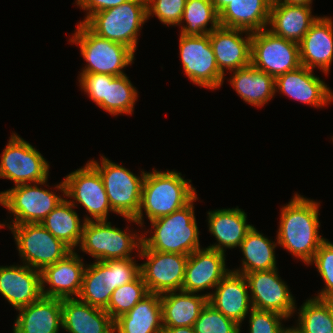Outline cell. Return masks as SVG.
I'll return each instance as SVG.
<instances>
[{"mask_svg": "<svg viewBox=\"0 0 333 333\" xmlns=\"http://www.w3.org/2000/svg\"><path fill=\"white\" fill-rule=\"evenodd\" d=\"M319 206L320 202L296 192L291 201L280 210L276 243L308 266L319 246L326 240L318 231Z\"/></svg>", "mask_w": 333, "mask_h": 333, "instance_id": "6da1fadb", "label": "cell"}, {"mask_svg": "<svg viewBox=\"0 0 333 333\" xmlns=\"http://www.w3.org/2000/svg\"><path fill=\"white\" fill-rule=\"evenodd\" d=\"M181 176L182 174L175 170L164 172L153 169L152 172H146L140 208L134 218L137 225L143 227L144 211L149 221H152L181 209L197 195L191 180H185Z\"/></svg>", "mask_w": 333, "mask_h": 333, "instance_id": "7a4b0ae2", "label": "cell"}, {"mask_svg": "<svg viewBox=\"0 0 333 333\" xmlns=\"http://www.w3.org/2000/svg\"><path fill=\"white\" fill-rule=\"evenodd\" d=\"M196 200H198L197 195L181 209L150 221L151 237L145 236L148 231L142 233L143 244L150 250L184 255H190L195 250L201 249L200 232L194 212Z\"/></svg>", "mask_w": 333, "mask_h": 333, "instance_id": "3957f363", "label": "cell"}, {"mask_svg": "<svg viewBox=\"0 0 333 333\" xmlns=\"http://www.w3.org/2000/svg\"><path fill=\"white\" fill-rule=\"evenodd\" d=\"M140 275V264L134 258L94 261L87 265L78 299L97 308L106 309L113 291Z\"/></svg>", "mask_w": 333, "mask_h": 333, "instance_id": "277c9868", "label": "cell"}, {"mask_svg": "<svg viewBox=\"0 0 333 333\" xmlns=\"http://www.w3.org/2000/svg\"><path fill=\"white\" fill-rule=\"evenodd\" d=\"M69 41L80 47V54L87 62L80 74L122 76L125 75L123 69L135 59L132 49L122 43L99 37L84 23L79 22Z\"/></svg>", "mask_w": 333, "mask_h": 333, "instance_id": "5b68a950", "label": "cell"}, {"mask_svg": "<svg viewBox=\"0 0 333 333\" xmlns=\"http://www.w3.org/2000/svg\"><path fill=\"white\" fill-rule=\"evenodd\" d=\"M147 20V0H129L93 14L84 24L99 37L136 52L139 32Z\"/></svg>", "mask_w": 333, "mask_h": 333, "instance_id": "8992f818", "label": "cell"}, {"mask_svg": "<svg viewBox=\"0 0 333 333\" xmlns=\"http://www.w3.org/2000/svg\"><path fill=\"white\" fill-rule=\"evenodd\" d=\"M101 163L89 162L98 170L108 196L112 211L127 220L134 222L137 216L142 195V185L146 171L137 176L129 169L101 156Z\"/></svg>", "mask_w": 333, "mask_h": 333, "instance_id": "52a82bcc", "label": "cell"}, {"mask_svg": "<svg viewBox=\"0 0 333 333\" xmlns=\"http://www.w3.org/2000/svg\"><path fill=\"white\" fill-rule=\"evenodd\" d=\"M126 229L112 227L108 220L85 222L79 249L94 257L95 261L133 258L131 253L134 249L137 248V254L140 252L143 235L132 233L128 227Z\"/></svg>", "mask_w": 333, "mask_h": 333, "instance_id": "ba28073f", "label": "cell"}, {"mask_svg": "<svg viewBox=\"0 0 333 333\" xmlns=\"http://www.w3.org/2000/svg\"><path fill=\"white\" fill-rule=\"evenodd\" d=\"M55 188L63 193L62 196L70 198L68 201L74 207L79 203L85 208L91 217L86 215L84 222L107 221L108 212H112L103 180L89 161L83 167L66 175Z\"/></svg>", "mask_w": 333, "mask_h": 333, "instance_id": "9c48e42d", "label": "cell"}, {"mask_svg": "<svg viewBox=\"0 0 333 333\" xmlns=\"http://www.w3.org/2000/svg\"><path fill=\"white\" fill-rule=\"evenodd\" d=\"M47 180L38 183L19 184L0 192V205L7 208L14 218L11 225L41 224L46 216L64 199L53 191L41 188Z\"/></svg>", "mask_w": 333, "mask_h": 333, "instance_id": "30bf717a", "label": "cell"}, {"mask_svg": "<svg viewBox=\"0 0 333 333\" xmlns=\"http://www.w3.org/2000/svg\"><path fill=\"white\" fill-rule=\"evenodd\" d=\"M23 264L42 271L45 267L63 259L72 250L61 240L53 236L41 224L9 225Z\"/></svg>", "mask_w": 333, "mask_h": 333, "instance_id": "8fae6325", "label": "cell"}, {"mask_svg": "<svg viewBox=\"0 0 333 333\" xmlns=\"http://www.w3.org/2000/svg\"><path fill=\"white\" fill-rule=\"evenodd\" d=\"M79 86L98 107L110 115H132L138 91L129 77L92 73L79 74Z\"/></svg>", "mask_w": 333, "mask_h": 333, "instance_id": "7c38bea8", "label": "cell"}, {"mask_svg": "<svg viewBox=\"0 0 333 333\" xmlns=\"http://www.w3.org/2000/svg\"><path fill=\"white\" fill-rule=\"evenodd\" d=\"M49 163L30 143L12 133L0 159V178L14 185L48 180Z\"/></svg>", "mask_w": 333, "mask_h": 333, "instance_id": "4fadbf2b", "label": "cell"}, {"mask_svg": "<svg viewBox=\"0 0 333 333\" xmlns=\"http://www.w3.org/2000/svg\"><path fill=\"white\" fill-rule=\"evenodd\" d=\"M251 64L276 78L301 66L299 44L276 36L268 29L253 32Z\"/></svg>", "mask_w": 333, "mask_h": 333, "instance_id": "5bb4252c", "label": "cell"}, {"mask_svg": "<svg viewBox=\"0 0 333 333\" xmlns=\"http://www.w3.org/2000/svg\"><path fill=\"white\" fill-rule=\"evenodd\" d=\"M179 53L186 76L193 84L207 89H219L224 82L212 50L209 34L179 36Z\"/></svg>", "mask_w": 333, "mask_h": 333, "instance_id": "9a60e30c", "label": "cell"}, {"mask_svg": "<svg viewBox=\"0 0 333 333\" xmlns=\"http://www.w3.org/2000/svg\"><path fill=\"white\" fill-rule=\"evenodd\" d=\"M138 256L147 258L140 265V274L149 293L162 295L182 290L189 255L150 250L142 243Z\"/></svg>", "mask_w": 333, "mask_h": 333, "instance_id": "2e32d148", "label": "cell"}, {"mask_svg": "<svg viewBox=\"0 0 333 333\" xmlns=\"http://www.w3.org/2000/svg\"><path fill=\"white\" fill-rule=\"evenodd\" d=\"M249 287L252 306L273 311L290 318L297 311L296 300L288 285L278 274V268L255 271L244 275Z\"/></svg>", "mask_w": 333, "mask_h": 333, "instance_id": "e0dca14e", "label": "cell"}, {"mask_svg": "<svg viewBox=\"0 0 333 333\" xmlns=\"http://www.w3.org/2000/svg\"><path fill=\"white\" fill-rule=\"evenodd\" d=\"M224 252L201 248L188 256L182 290L198 293L213 290L219 282L231 271L226 268Z\"/></svg>", "mask_w": 333, "mask_h": 333, "instance_id": "ac0fdd59", "label": "cell"}, {"mask_svg": "<svg viewBox=\"0 0 333 333\" xmlns=\"http://www.w3.org/2000/svg\"><path fill=\"white\" fill-rule=\"evenodd\" d=\"M86 265L83 259L72 250L63 259L45 267L41 273L42 296L49 298H77L83 281ZM45 284L49 288H45Z\"/></svg>", "mask_w": 333, "mask_h": 333, "instance_id": "d6986e66", "label": "cell"}, {"mask_svg": "<svg viewBox=\"0 0 333 333\" xmlns=\"http://www.w3.org/2000/svg\"><path fill=\"white\" fill-rule=\"evenodd\" d=\"M305 66L281 74L275 78V92L291 99L320 108L333 101V92L323 80Z\"/></svg>", "mask_w": 333, "mask_h": 333, "instance_id": "ffe728a7", "label": "cell"}, {"mask_svg": "<svg viewBox=\"0 0 333 333\" xmlns=\"http://www.w3.org/2000/svg\"><path fill=\"white\" fill-rule=\"evenodd\" d=\"M209 39L223 75L225 69L232 72L251 64V32L219 26L209 34Z\"/></svg>", "mask_w": 333, "mask_h": 333, "instance_id": "44dd1931", "label": "cell"}, {"mask_svg": "<svg viewBox=\"0 0 333 333\" xmlns=\"http://www.w3.org/2000/svg\"><path fill=\"white\" fill-rule=\"evenodd\" d=\"M212 292L205 294L208 303L241 326L253 308L245 276L230 271Z\"/></svg>", "mask_w": 333, "mask_h": 333, "instance_id": "7402d4cb", "label": "cell"}, {"mask_svg": "<svg viewBox=\"0 0 333 333\" xmlns=\"http://www.w3.org/2000/svg\"><path fill=\"white\" fill-rule=\"evenodd\" d=\"M0 293L16 309L42 297L41 273L25 264L0 266Z\"/></svg>", "mask_w": 333, "mask_h": 333, "instance_id": "603a6c76", "label": "cell"}, {"mask_svg": "<svg viewBox=\"0 0 333 333\" xmlns=\"http://www.w3.org/2000/svg\"><path fill=\"white\" fill-rule=\"evenodd\" d=\"M298 44L301 65L311 70L318 67L328 74L333 62L332 18L319 17Z\"/></svg>", "mask_w": 333, "mask_h": 333, "instance_id": "cb8c5ba5", "label": "cell"}, {"mask_svg": "<svg viewBox=\"0 0 333 333\" xmlns=\"http://www.w3.org/2000/svg\"><path fill=\"white\" fill-rule=\"evenodd\" d=\"M69 333H114V320L78 298L62 299V329Z\"/></svg>", "mask_w": 333, "mask_h": 333, "instance_id": "d4e9b609", "label": "cell"}, {"mask_svg": "<svg viewBox=\"0 0 333 333\" xmlns=\"http://www.w3.org/2000/svg\"><path fill=\"white\" fill-rule=\"evenodd\" d=\"M17 311L13 333H59L62 328V299L42 296Z\"/></svg>", "mask_w": 333, "mask_h": 333, "instance_id": "484cf974", "label": "cell"}, {"mask_svg": "<svg viewBox=\"0 0 333 333\" xmlns=\"http://www.w3.org/2000/svg\"><path fill=\"white\" fill-rule=\"evenodd\" d=\"M207 214L209 232L218 242L208 246L209 249L225 253L227 248H237L253 227L252 224H247V214L238 206L208 211Z\"/></svg>", "mask_w": 333, "mask_h": 333, "instance_id": "4316f807", "label": "cell"}, {"mask_svg": "<svg viewBox=\"0 0 333 333\" xmlns=\"http://www.w3.org/2000/svg\"><path fill=\"white\" fill-rule=\"evenodd\" d=\"M312 6L283 4L272 0L267 28L274 35L299 43L319 18L312 15Z\"/></svg>", "mask_w": 333, "mask_h": 333, "instance_id": "83f0119b", "label": "cell"}, {"mask_svg": "<svg viewBox=\"0 0 333 333\" xmlns=\"http://www.w3.org/2000/svg\"><path fill=\"white\" fill-rule=\"evenodd\" d=\"M272 0H232L220 13V26L258 32L267 29Z\"/></svg>", "mask_w": 333, "mask_h": 333, "instance_id": "f1b7e54d", "label": "cell"}, {"mask_svg": "<svg viewBox=\"0 0 333 333\" xmlns=\"http://www.w3.org/2000/svg\"><path fill=\"white\" fill-rule=\"evenodd\" d=\"M160 301L163 327H192L208 303V297L205 294L173 291L160 295Z\"/></svg>", "mask_w": 333, "mask_h": 333, "instance_id": "f546056e", "label": "cell"}, {"mask_svg": "<svg viewBox=\"0 0 333 333\" xmlns=\"http://www.w3.org/2000/svg\"><path fill=\"white\" fill-rule=\"evenodd\" d=\"M160 295L149 293L130 311L114 320V333H162Z\"/></svg>", "mask_w": 333, "mask_h": 333, "instance_id": "4dcf8cb0", "label": "cell"}, {"mask_svg": "<svg viewBox=\"0 0 333 333\" xmlns=\"http://www.w3.org/2000/svg\"><path fill=\"white\" fill-rule=\"evenodd\" d=\"M230 77V85L241 99L251 106L263 107L275 95V78L252 64L237 69Z\"/></svg>", "mask_w": 333, "mask_h": 333, "instance_id": "1f68e13d", "label": "cell"}, {"mask_svg": "<svg viewBox=\"0 0 333 333\" xmlns=\"http://www.w3.org/2000/svg\"><path fill=\"white\" fill-rule=\"evenodd\" d=\"M278 245L263 236L254 226L247 232L239 248L242 251V267L231 270L238 274H248L255 271L275 269V248Z\"/></svg>", "mask_w": 333, "mask_h": 333, "instance_id": "d6a6232c", "label": "cell"}, {"mask_svg": "<svg viewBox=\"0 0 333 333\" xmlns=\"http://www.w3.org/2000/svg\"><path fill=\"white\" fill-rule=\"evenodd\" d=\"M75 207L64 198L42 221L44 226L53 236L61 240L71 250L79 246L82 237L84 221L81 223Z\"/></svg>", "mask_w": 333, "mask_h": 333, "instance_id": "836d02e7", "label": "cell"}, {"mask_svg": "<svg viewBox=\"0 0 333 333\" xmlns=\"http://www.w3.org/2000/svg\"><path fill=\"white\" fill-rule=\"evenodd\" d=\"M181 23H186V25ZM209 23L211 26L207 28ZM180 25H183L180 34L185 36L210 34L220 26L219 13L211 0H187L178 26Z\"/></svg>", "mask_w": 333, "mask_h": 333, "instance_id": "e575fe53", "label": "cell"}, {"mask_svg": "<svg viewBox=\"0 0 333 333\" xmlns=\"http://www.w3.org/2000/svg\"><path fill=\"white\" fill-rule=\"evenodd\" d=\"M298 310L294 327L301 333H333V300L312 297Z\"/></svg>", "mask_w": 333, "mask_h": 333, "instance_id": "d590c367", "label": "cell"}, {"mask_svg": "<svg viewBox=\"0 0 333 333\" xmlns=\"http://www.w3.org/2000/svg\"><path fill=\"white\" fill-rule=\"evenodd\" d=\"M149 294L140 274L135 280L117 287L105 311L113 320L130 311L140 300Z\"/></svg>", "mask_w": 333, "mask_h": 333, "instance_id": "8d00e7d4", "label": "cell"}, {"mask_svg": "<svg viewBox=\"0 0 333 333\" xmlns=\"http://www.w3.org/2000/svg\"><path fill=\"white\" fill-rule=\"evenodd\" d=\"M196 333H240L241 326L207 303L194 323Z\"/></svg>", "mask_w": 333, "mask_h": 333, "instance_id": "74e56055", "label": "cell"}, {"mask_svg": "<svg viewBox=\"0 0 333 333\" xmlns=\"http://www.w3.org/2000/svg\"><path fill=\"white\" fill-rule=\"evenodd\" d=\"M312 263L325 283V288L315 298L333 300V243L326 239L316 251L310 264Z\"/></svg>", "mask_w": 333, "mask_h": 333, "instance_id": "f35d334b", "label": "cell"}, {"mask_svg": "<svg viewBox=\"0 0 333 333\" xmlns=\"http://www.w3.org/2000/svg\"><path fill=\"white\" fill-rule=\"evenodd\" d=\"M187 0H147V19L155 15L164 25L180 24Z\"/></svg>", "mask_w": 333, "mask_h": 333, "instance_id": "ab89813d", "label": "cell"}, {"mask_svg": "<svg viewBox=\"0 0 333 333\" xmlns=\"http://www.w3.org/2000/svg\"><path fill=\"white\" fill-rule=\"evenodd\" d=\"M249 316V333H282L285 329L282 320H288L283 315L252 308Z\"/></svg>", "mask_w": 333, "mask_h": 333, "instance_id": "60d3db41", "label": "cell"}, {"mask_svg": "<svg viewBox=\"0 0 333 333\" xmlns=\"http://www.w3.org/2000/svg\"><path fill=\"white\" fill-rule=\"evenodd\" d=\"M129 0H76V5L87 11L86 17L80 23H85L93 14L119 6Z\"/></svg>", "mask_w": 333, "mask_h": 333, "instance_id": "b9f144b4", "label": "cell"}, {"mask_svg": "<svg viewBox=\"0 0 333 333\" xmlns=\"http://www.w3.org/2000/svg\"><path fill=\"white\" fill-rule=\"evenodd\" d=\"M162 333H196L194 327H163Z\"/></svg>", "mask_w": 333, "mask_h": 333, "instance_id": "7bdbcfd3", "label": "cell"}, {"mask_svg": "<svg viewBox=\"0 0 333 333\" xmlns=\"http://www.w3.org/2000/svg\"><path fill=\"white\" fill-rule=\"evenodd\" d=\"M277 3H283V4H298V5H312L313 0H273Z\"/></svg>", "mask_w": 333, "mask_h": 333, "instance_id": "ee69618b", "label": "cell"}, {"mask_svg": "<svg viewBox=\"0 0 333 333\" xmlns=\"http://www.w3.org/2000/svg\"><path fill=\"white\" fill-rule=\"evenodd\" d=\"M216 11L220 13L232 0H211Z\"/></svg>", "mask_w": 333, "mask_h": 333, "instance_id": "f6af8a7d", "label": "cell"}, {"mask_svg": "<svg viewBox=\"0 0 333 333\" xmlns=\"http://www.w3.org/2000/svg\"><path fill=\"white\" fill-rule=\"evenodd\" d=\"M282 333H301L299 330H297L294 326L286 327Z\"/></svg>", "mask_w": 333, "mask_h": 333, "instance_id": "bcb514c9", "label": "cell"}]
</instances>
